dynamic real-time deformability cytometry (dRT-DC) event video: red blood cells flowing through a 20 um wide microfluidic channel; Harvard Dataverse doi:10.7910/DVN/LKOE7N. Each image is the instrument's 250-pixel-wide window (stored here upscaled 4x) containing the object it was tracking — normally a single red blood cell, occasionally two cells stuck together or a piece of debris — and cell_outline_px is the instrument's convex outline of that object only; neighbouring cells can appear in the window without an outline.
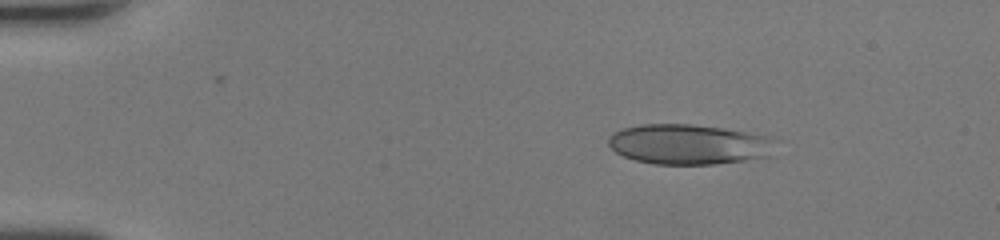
{"species": "human", "species_latin": "Homo sapiens", "temperature_condition": "room temperature", "stored_images_in_passage": 40, "camera_frame_rate_fps": 3000, "um_per_image_px": 0.085, "donor": {"sex": "female"}, "frame": {"image": 1, "passage_image": 1, "time_ms": 0.0, "image_size_px": [1000, 240], "cell_outline_px": [[776, 156], [712, 164], [652, 164], [636, 160], [624, 156], [616, 152], [608, 144], [608, 136], [612, 132], [624, 128], [640, 124], [692, 124], [724, 128], [772, 136], [776, 140]], "centroid_in_image_um": [58.63, 12.26], "position_along_channel_um": 26.4, "area_um2": 39.77}}
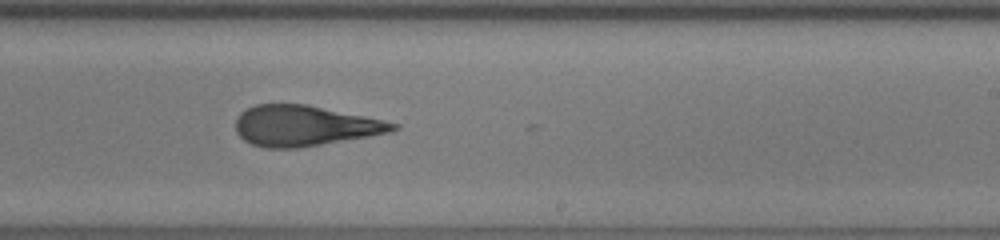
{"frame": {"image": 2, "passage_image": 23, "time_ms": 7.333, "image_size_px": [1000, 240], "cell_outline_px": [[400, 128], [392, 132], [296, 148], [264, 148], [252, 144], [244, 140], [236, 132], [236, 120], [240, 112], [256, 104], [308, 104], [364, 116], [400, 124]], "centroid_in_image_um": [25.87, 10.68], "position_along_channel_um": 263.1, "area_um2": 36.93}}
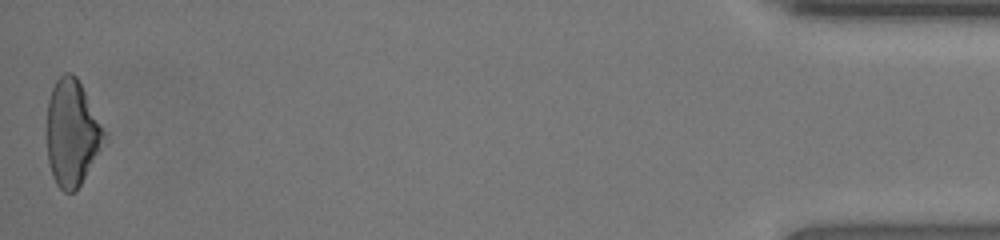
{"frame": {"image": 3, "passage_image": 40, "time_ms": 13.0, "image_size_px": [1000, 240], "cell_outline_px": [[108, 132], [100, 148], [76, 192], [64, 192], [56, 184], [52, 176], [48, 164], [48, 100], [52, 88], [56, 80], [64, 72], [72, 72], [76, 76]], "centroid_in_image_um": [6.13, 11.28], "position_along_channel_um": 429.1, "area_um2": 35.32}, "authors_computed_cell_mechanics": {"area_um2": 37.6856, "velocity_mm_per_s": 4.4388, "shape_relaxation_time_tau1_ms": 5.6459, "shape_relaxation_time_tau2_ms": 1.0821, "deformation_change_tau1": 0.1964, "deformation_change_tau2": 0.0941}}